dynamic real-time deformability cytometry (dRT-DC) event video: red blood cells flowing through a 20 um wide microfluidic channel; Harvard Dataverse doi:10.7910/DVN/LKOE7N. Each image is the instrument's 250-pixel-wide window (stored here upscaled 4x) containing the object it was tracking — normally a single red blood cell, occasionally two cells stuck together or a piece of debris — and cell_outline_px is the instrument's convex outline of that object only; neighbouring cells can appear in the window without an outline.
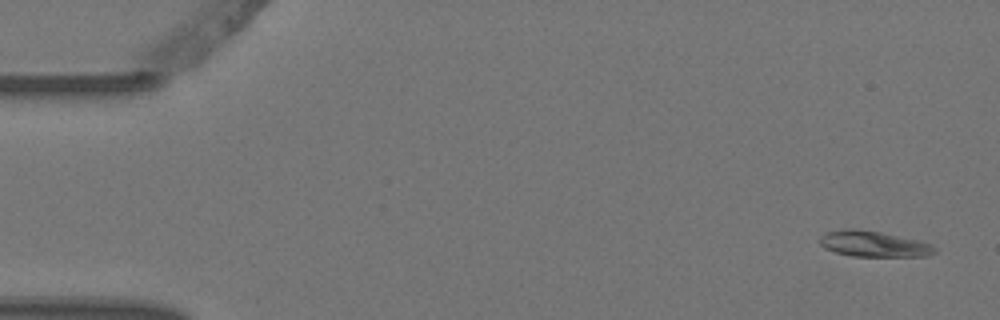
{"species": "Egyptian fruit bat (a non-hibernating species)", "species_latin": "Rousettus aegyptiacus", "temperature_condition": "warm", "stored_images_in_passage": 8, "camera_frame_rate_fps": 3000, "um_per_image_px": 0.085, "animal": {"sex": "female"}, "frame": {"image": 1, "passage_image": 1, "time_ms": 0.0, "image_size_px": [1000, 320], "cell_outline_px": [[936, 252], [928, 256], [852, 256], [836, 252], [824, 248], [820, 244], [820, 236], [828, 232], [844, 228], [860, 228], [880, 232], [916, 240], [932, 244], [936, 248]], "centroid_in_image_um": [74.25, 20.73], "position_along_channel_um": 10.8, "area_um2": 17.22}}
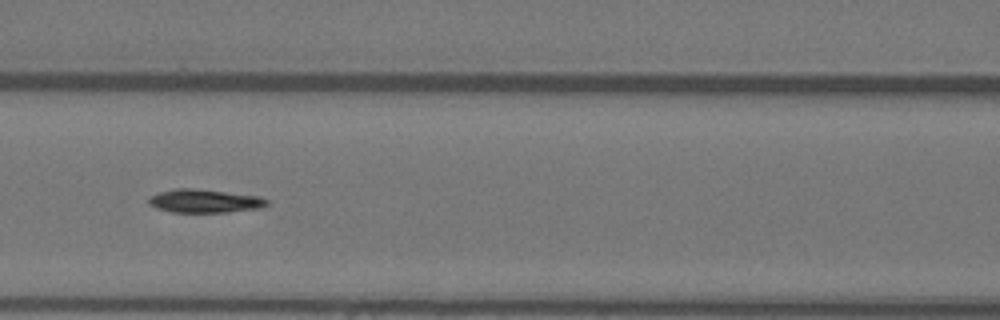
{"frame": {"image": 2, "passage_image": 6, "time_ms": 1.667, "image_size_px": [1000, 320], "cell_outline_px": [[268, 204], [264, 208], [228, 212], [172, 212], [156, 208], [148, 204], [148, 200], [152, 196], [160, 192], [176, 188], [192, 188], [260, 196], [268, 200]], "centroid_in_image_um": [17.43, 17.09], "position_along_channel_um": 149.2, "area_um2": 16.13}}
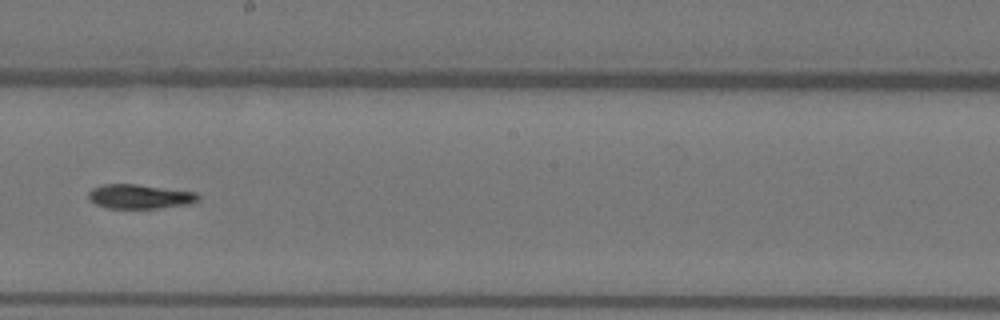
{"frame": {"image": 3, "passage_image": 8, "time_ms": 2.333, "image_size_px": [1000, 320], "cell_outline_px": [[200, 200], [192, 204], [160, 208], [108, 208], [96, 204], [88, 200], [88, 192], [92, 188], [104, 184], [136, 184], [196, 192], [200, 196]], "centroid_in_image_um": [11.9, 16.71], "position_along_channel_um": 236.3, "area_um2": 15.72}}